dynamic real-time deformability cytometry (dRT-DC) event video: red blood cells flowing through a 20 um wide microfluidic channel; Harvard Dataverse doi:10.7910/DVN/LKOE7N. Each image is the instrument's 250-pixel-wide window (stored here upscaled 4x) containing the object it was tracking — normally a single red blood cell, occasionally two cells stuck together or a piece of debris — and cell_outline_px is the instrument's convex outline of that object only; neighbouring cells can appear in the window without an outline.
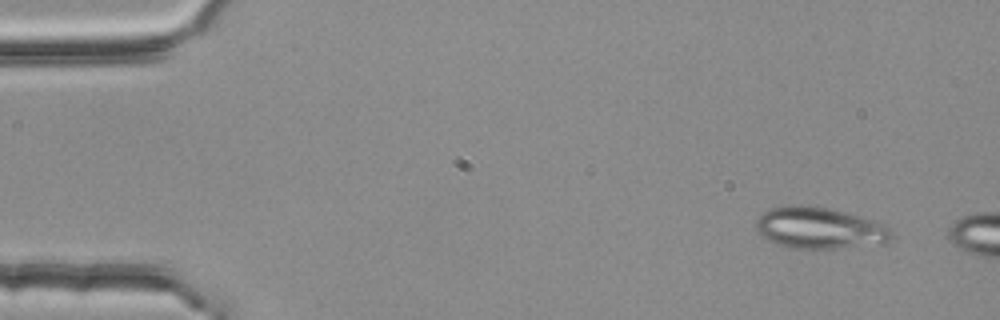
{"species": "common noctule bat (a hibernating species)", "species_latin": "Nyctalus noctula", "temperature_condition": "room temperature", "stored_images_in_passage": 3, "camera_frame_rate_fps": 3000, "um_per_image_px": 0.085, "animal": {"sex": "female", "body_mass_g": 25.1}, "frame": {"image": 1, "passage_image": 1, "time_ms": 0.0, "image_size_px": [1000, 320], "cell_outline_px": [[892, 236], [884, 244], [836, 248], [788, 248], [776, 244], [768, 240], [756, 228], [756, 220], [768, 208], [792, 204], [800, 204], [828, 208], [872, 220], [884, 224], [892, 232]], "centroid_in_image_um": [69.64, 19.38], "position_along_channel_um": 15.4, "area_um2": 32.6}}